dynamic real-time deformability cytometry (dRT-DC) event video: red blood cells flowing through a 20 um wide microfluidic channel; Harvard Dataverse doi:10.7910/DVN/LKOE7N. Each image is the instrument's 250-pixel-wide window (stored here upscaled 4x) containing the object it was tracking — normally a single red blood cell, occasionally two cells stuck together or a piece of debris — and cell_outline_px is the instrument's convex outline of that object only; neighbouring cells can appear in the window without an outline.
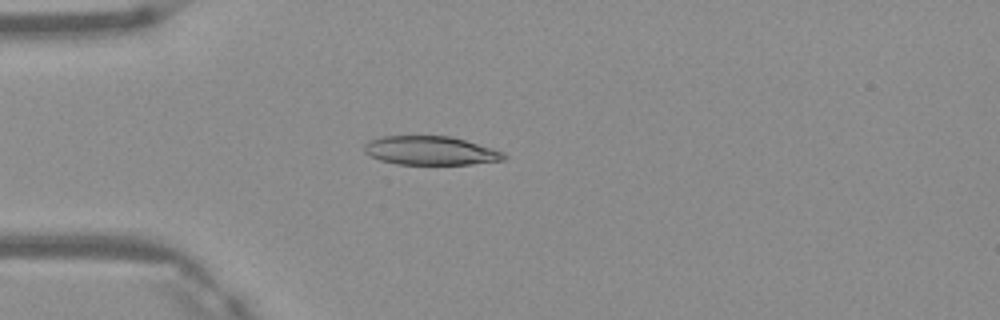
{"species": "Egyptian fruit bat (a non-hibernating species)", "species_latin": "Rousettus aegyptiacus", "temperature_condition": "warm", "stored_images_in_passage": 4, "camera_frame_rate_fps": 3000, "um_per_image_px": 0.085, "frame": {"image": 1, "passage_image": 4, "time_ms": 1.0, "image_size_px": [1000, 320], "cell_outline_px": [[508, 156], [504, 160], [472, 164], [396, 164], [380, 160], [364, 152], [364, 144], [368, 140], [380, 136], [448, 136], [464, 140], [504, 152]], "centroid_in_image_um": [36.57, 12.8], "position_along_channel_um": 48.4, "area_um2": 23.35}}